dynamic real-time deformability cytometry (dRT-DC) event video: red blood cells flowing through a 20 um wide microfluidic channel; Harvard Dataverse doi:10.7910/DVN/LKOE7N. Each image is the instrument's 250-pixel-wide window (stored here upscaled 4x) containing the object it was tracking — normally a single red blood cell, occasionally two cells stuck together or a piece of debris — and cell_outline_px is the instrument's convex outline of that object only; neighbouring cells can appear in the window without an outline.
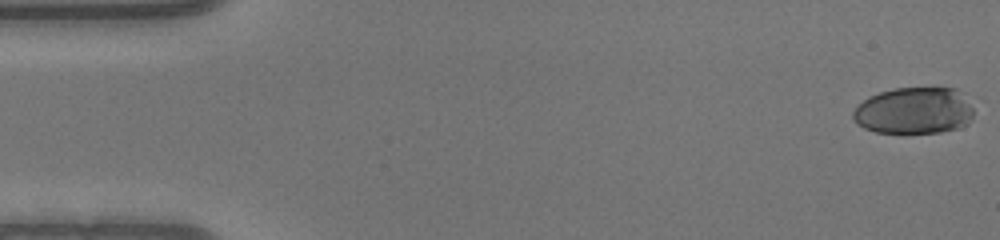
{"species": "human", "species_latin": "Homo sapiens", "temperature_condition": "warm", "stored_images_in_passage": 50, "camera_frame_rate_fps": 3000, "um_per_image_px": 0.085, "donor": {"sex": "male"}, "frame": {"image": 1, "passage_image": 1, "time_ms": 0.0, "image_size_px": [1000, 240], "cell_outline_px": [[972, 120], [968, 124], [956, 128], [940, 132], [904, 136], [900, 136], [876, 132], [864, 128], [856, 124], [852, 116], [852, 112], [868, 96], [880, 92], [896, 88], [956, 88], [964, 92], [972, 108]], "centroid_in_image_um": [77.69, 9.45], "position_along_channel_um": 7.3, "area_um2": 33.81}}
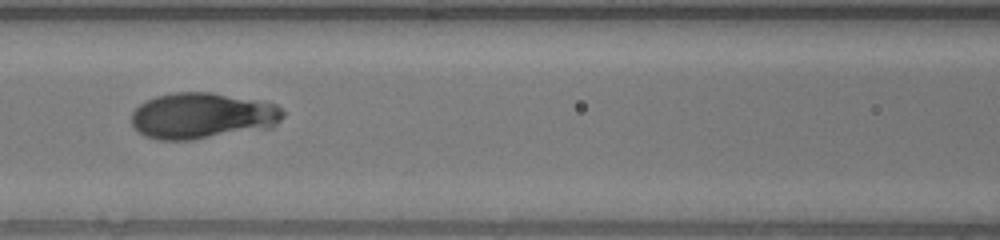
{"frame": {"image": 2, "passage_image": 22, "time_ms": 7.0, "image_size_px": [1000, 240], "cell_outline_px": [[284, 116], [272, 128], [188, 140], [160, 140], [144, 136], [132, 128], [132, 112], [144, 100], [156, 96], [176, 92], [212, 92], [264, 100], [276, 104], [284, 112]], "centroid_in_image_um": [17.21, 9.83], "position_along_channel_um": 149.4, "area_um2": 41.27}}
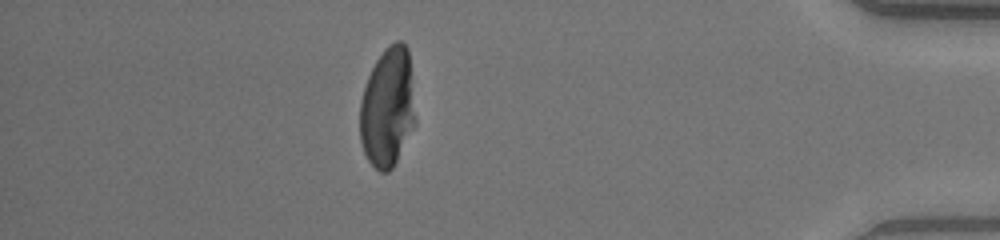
{"frame": {"image": 3, "passage_image": 44, "time_ms": 14.333, "image_size_px": [1000, 240], "cell_outline_px": [[416, 124], [392, 168], [388, 172], [380, 172], [368, 160], [364, 152], [360, 140], [360, 100], [368, 76], [376, 60], [384, 48], [388, 44], [396, 40], [400, 40], [408, 48], [416, 116]], "centroid_in_image_um": [32.95, 9.12], "position_along_channel_um": 402.2, "area_um2": 38.96}}